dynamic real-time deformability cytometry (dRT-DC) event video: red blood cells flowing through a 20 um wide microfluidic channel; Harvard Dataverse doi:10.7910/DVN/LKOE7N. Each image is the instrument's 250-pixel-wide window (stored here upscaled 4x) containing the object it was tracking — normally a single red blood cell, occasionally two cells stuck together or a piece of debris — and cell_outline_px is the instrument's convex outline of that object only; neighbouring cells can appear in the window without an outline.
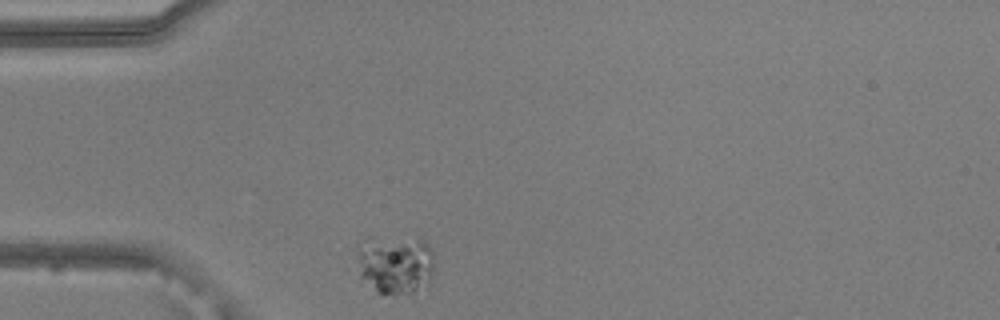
{"species": "common noctule bat (a hibernating species)", "species_latin": "Nyctalus noctula", "temperature_condition": "warm", "stored_images_in_passage": 18, "camera_frame_rate_fps": 3000, "um_per_image_px": 0.085, "animal": {"sex": "male", "body_mass_g": 20.5, "forearm_length_mm": 52.5}, "frame": {"image": 1, "passage_image": 1, "time_ms": 0.0, "image_size_px": [1000, 320], "cell_outline_px": [[432, 284], [428, 288], [412, 292], [392, 296], [380, 296], [360, 276], [356, 256], [356, 248], [364, 236], [416, 232], [428, 244], [432, 252]], "centroid_in_image_um": [33.59, 22.37], "position_along_channel_um": 51.4, "area_um2": 29.25}}
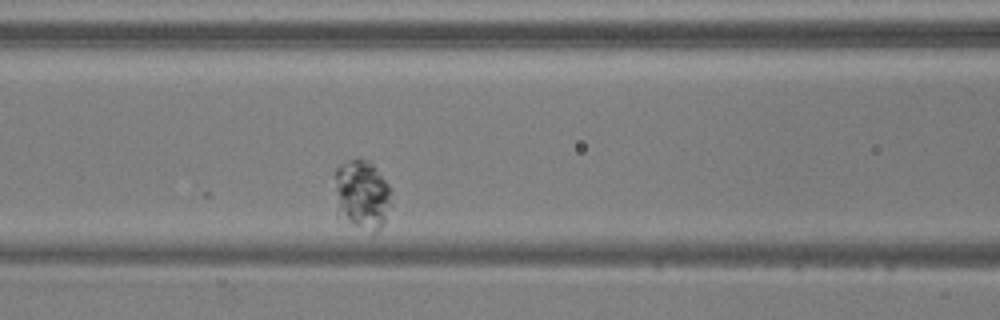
{"frame": {"image": 2, "passage_image": 10, "time_ms": 3.0, "image_size_px": [1000, 320], "cell_outline_px": [[392, 204], [384, 224], [372, 236], [336, 216], [336, 168], [340, 164], [348, 160], [360, 156], [368, 160], [376, 168], [388, 184]], "centroid_in_image_um": [30.77, 16.6], "position_along_channel_um": 135.8, "area_um2": 23.76}}
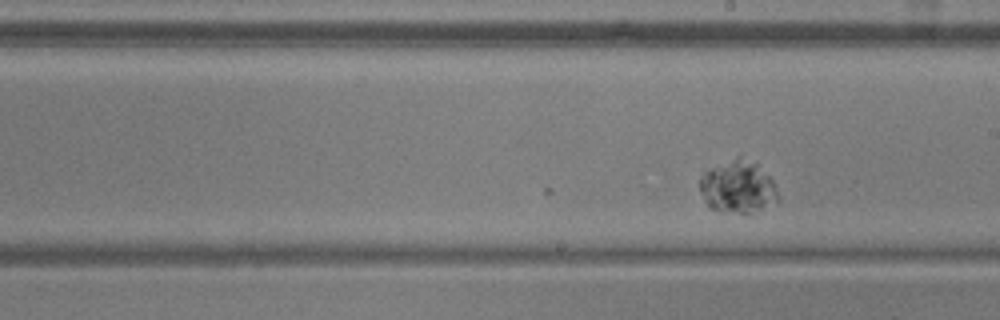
{"frame": {"image": 3, "passage_image": 18, "time_ms": 5.667, "image_size_px": [1000, 320], "cell_outline_px": [[780, 200], [752, 212], [740, 212], [712, 208], [704, 200], [700, 192], [700, 176], [704, 172], [736, 156], [740, 156], [756, 164], [772, 180], [776, 188]], "centroid_in_image_um": [62.71, 15.86], "position_along_channel_um": 226.3, "area_um2": 23.24}}